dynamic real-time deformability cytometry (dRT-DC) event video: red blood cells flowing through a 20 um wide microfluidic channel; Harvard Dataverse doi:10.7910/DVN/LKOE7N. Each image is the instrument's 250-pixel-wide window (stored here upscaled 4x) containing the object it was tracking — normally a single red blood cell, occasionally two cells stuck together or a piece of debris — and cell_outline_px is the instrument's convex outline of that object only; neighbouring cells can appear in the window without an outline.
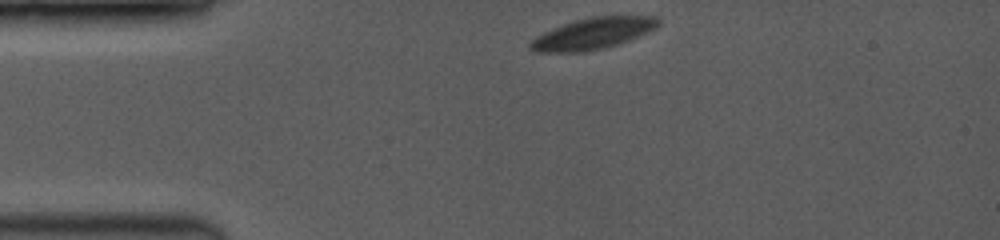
{"species": "common noctule bat (a hibernating species)", "species_latin": "Nyctalus noctula", "temperature_condition": "room temperature", "stored_images_in_passage": 43, "camera_frame_rate_fps": 3500, "um_per_image_px": 0.085, "animal": {"sex": "female", "body_mass_g": 19.0, "forearm_length_mm": 53.3}, "frame": {"image": 1, "passage_image": 1, "time_ms": 0.0, "image_size_px": [1000, 240], "cell_outline_px": [[656, 28], [628, 40], [616, 44], [584, 52], [536, 52], [528, 48], [528, 44], [536, 36], [564, 24], [576, 20], [592, 16], [652, 16], [656, 20]], "centroid_in_image_um": [50.32, 2.86], "position_along_channel_um": 34.7, "area_um2": 22.72}}
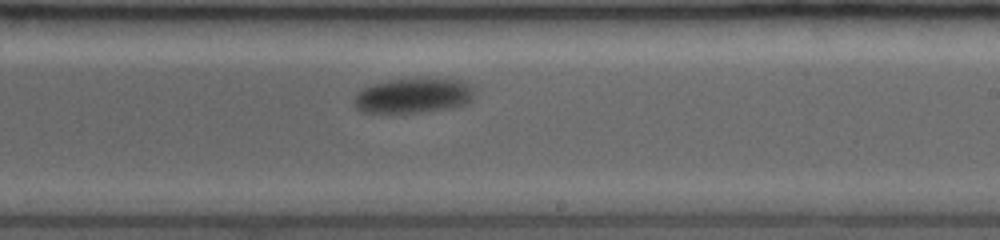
{"frame": {"image": 2, "passage_image": 25, "time_ms": 6.857, "image_size_px": [1000, 240], "cell_outline_px": [[472, 100], [464, 104], [452, 108], [420, 112], [360, 112], [352, 104], [356, 92], [372, 84], [388, 80], [460, 80], [472, 84]], "centroid_in_image_um": [35.08, 8.15], "position_along_channel_um": 253.9, "area_um2": 24.1}}
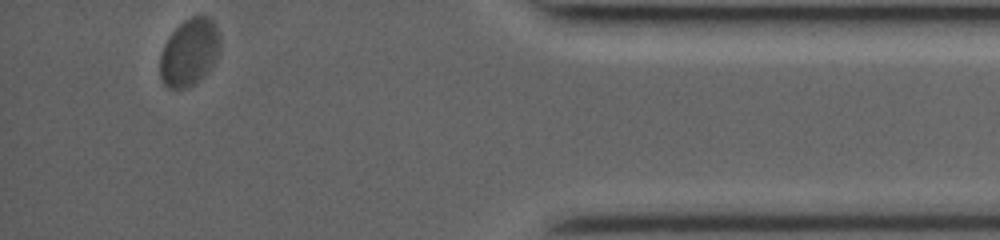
{"frame": {"image": 3, "passage_image": 43, "time_ms": 12.0, "image_size_px": [1000, 240], "cell_outline_px": [[220, 48], [212, 68], [208, 72], [188, 88], [168, 88], [160, 80], [160, 52], [168, 36], [188, 16], [196, 12], [200, 12], [208, 16], [212, 20], [216, 28], [220, 40]], "centroid_in_image_um": [16.09, 4.4], "position_along_channel_um": 419.1, "area_um2": 24.04}, "authors_computed_cell_mechanics": {"area_um2": 24.1026, "velocity_mm_per_s": 3.8165, "shape_relaxation_time_tau1_ms": 1.0389, "shape_relaxation_time_tau2_ms": null, "deformation_change_tau1": 0.051, "deformation_change_tau2": null}}